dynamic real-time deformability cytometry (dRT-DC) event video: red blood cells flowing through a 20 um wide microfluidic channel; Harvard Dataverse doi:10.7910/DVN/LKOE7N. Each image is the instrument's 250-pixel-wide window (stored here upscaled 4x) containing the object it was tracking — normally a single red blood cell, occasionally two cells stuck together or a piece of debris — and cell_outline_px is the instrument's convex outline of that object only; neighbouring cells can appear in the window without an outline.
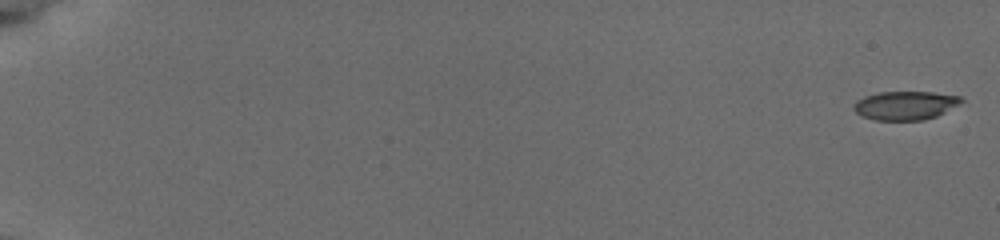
{"species": "common noctule bat (a hibernating species)", "species_latin": "Nyctalus noctula", "temperature_condition": "cold", "stored_images_in_passage": 27, "camera_frame_rate_fps": 3000, "um_per_image_px": 0.085, "animal": {"sex": "female", "body_mass_g": 19.5, "forearm_length_mm": 54.1}, "frame": {"image": 1, "passage_image": 1, "time_ms": 0.0, "image_size_px": [1000, 240], "cell_outline_px": [[964, 100], [944, 112], [936, 116], [924, 120], [876, 120], [860, 116], [852, 108], [856, 100], [864, 96], [880, 92], [932, 92], [960, 96]], "centroid_in_image_um": [76.9, 8.96], "position_along_channel_um": 8.1, "area_um2": 17.92}}
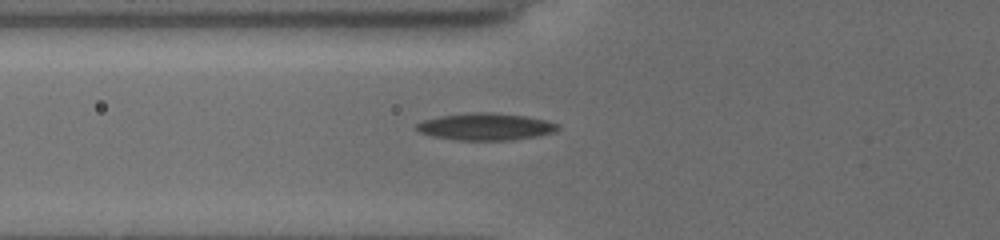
{"frame": {"image": 2, "passage_image": 16, "time_ms": 7.333, "image_size_px": [1000, 240], "cell_outline_px": [[560, 128], [556, 132], [536, 136], [512, 140], [456, 140], [436, 136], [420, 132], [416, 128], [416, 124], [424, 120], [440, 116], [476, 112], [488, 112], [524, 116], [544, 120], [560, 124]], "centroid_in_image_um": [41.33, 10.77], "position_along_channel_um": 84.5, "area_um2": 22.02}}
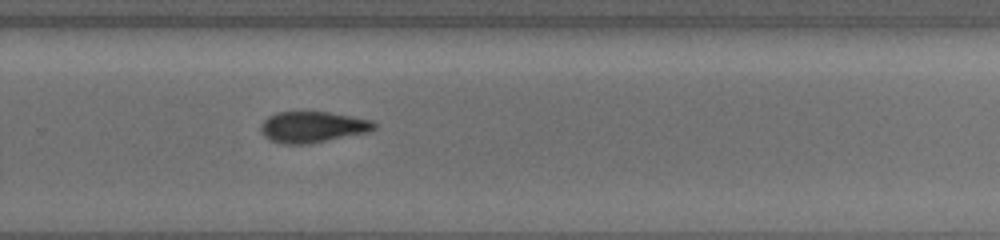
{"frame": {"image": 3, "passage_image": 27, "time_ms": 13.0, "image_size_px": [1000, 240], "cell_outline_px": [[376, 128], [368, 132], [304, 144], [284, 144], [272, 140], [264, 136], [260, 128], [260, 124], [268, 116], [276, 112], [328, 112], [352, 116], [372, 120], [376, 124]], "centroid_in_image_um": [26.56, 10.78], "position_along_channel_um": 303.2, "area_um2": 20.29}}